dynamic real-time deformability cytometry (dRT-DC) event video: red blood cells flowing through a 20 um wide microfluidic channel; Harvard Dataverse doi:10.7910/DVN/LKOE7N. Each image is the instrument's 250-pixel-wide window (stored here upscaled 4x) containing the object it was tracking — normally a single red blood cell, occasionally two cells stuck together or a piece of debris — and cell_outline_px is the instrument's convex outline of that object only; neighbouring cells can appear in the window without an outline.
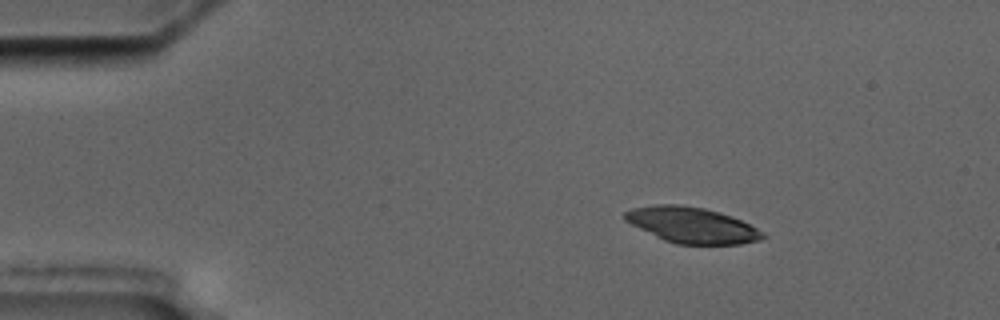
{"species": "common noctule bat (a hibernating species)", "species_latin": "Nyctalus noctula", "temperature_condition": "cold", "stored_images_in_passage": 3, "camera_frame_rate_fps": 3000, "um_per_image_px": 0.085, "animal": {"sex": "male", "body_mass_g": 17.5, "forearm_length_mm": 52.3}, "frame": {"image": 1, "passage_image": 1, "time_ms": 0.0, "image_size_px": [1000, 320], "cell_outline_px": [[768, 236], [760, 240], [740, 244], [676, 244], [664, 240], [624, 220], [624, 212], [632, 208], [656, 204], [680, 204], [704, 208], [720, 212], [732, 216], [764, 232]], "centroid_in_image_um": [58.83, 19.13], "position_along_channel_um": 26.2, "area_um2": 28.67}}